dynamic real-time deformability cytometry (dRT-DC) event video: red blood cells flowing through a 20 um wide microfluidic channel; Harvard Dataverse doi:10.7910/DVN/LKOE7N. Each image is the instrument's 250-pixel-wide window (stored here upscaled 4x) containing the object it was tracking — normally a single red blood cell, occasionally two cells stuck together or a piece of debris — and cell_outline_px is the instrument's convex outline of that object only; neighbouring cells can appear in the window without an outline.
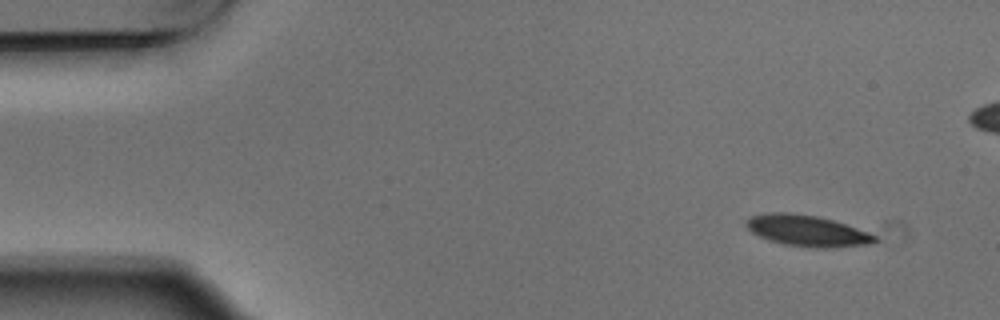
{"species": "Egyptian fruit bat (a non-hibernating species)", "species_latin": "Rousettus aegyptiacus", "temperature_condition": "warm", "stored_images_in_passage": 4, "camera_frame_rate_fps": 3000, "um_per_image_px": 0.085, "animal": {"sex": "male"}, "frame": {"image": 1, "passage_image": 1, "time_ms": 0.0, "image_size_px": [1000, 320], "cell_outline_px": [[876, 240], [872, 244], [824, 248], [816, 248], [784, 244], [768, 240], [752, 232], [744, 224], [752, 216], [768, 212], [792, 212], [816, 216], [832, 220], [868, 232], [876, 236]], "centroid_in_image_um": [68.59, 19.61], "position_along_channel_um": 16.4, "area_um2": 23.12}}